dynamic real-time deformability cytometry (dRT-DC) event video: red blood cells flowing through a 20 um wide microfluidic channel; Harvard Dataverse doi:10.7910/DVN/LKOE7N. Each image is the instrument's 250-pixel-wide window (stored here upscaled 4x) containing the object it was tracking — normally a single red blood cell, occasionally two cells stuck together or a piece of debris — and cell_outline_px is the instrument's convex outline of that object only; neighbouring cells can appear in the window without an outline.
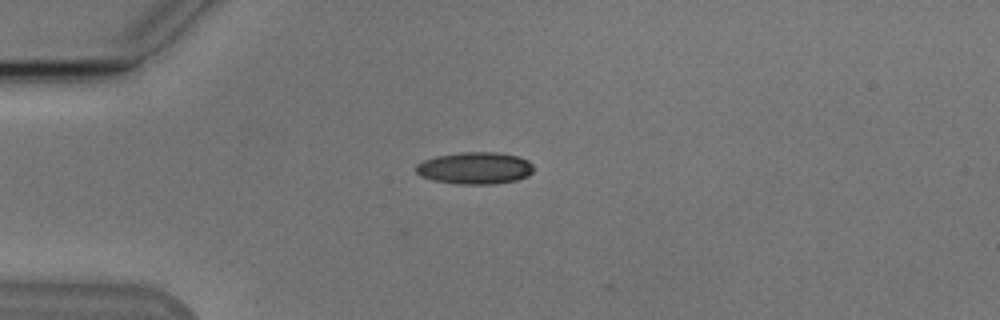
{"species": "Egyptian fruit bat (a non-hibernating species)", "species_latin": "Rousettus aegyptiacus", "temperature_condition": "cold", "stored_images_in_passage": 3, "camera_frame_rate_fps": 3000, "um_per_image_px": 0.085, "animal": {"sex": "male"}, "frame": {"image": 1, "passage_image": 1, "time_ms": 0.0, "image_size_px": [1000, 320], "cell_outline_px": [[532, 172], [528, 176], [516, 180], [492, 184], [460, 184], [432, 180], [416, 172], [416, 164], [424, 160], [436, 156], [460, 152], [496, 152], [520, 156], [528, 160], [532, 164]], "centroid_in_image_um": [40.39, 14.28], "position_along_channel_um": 44.6, "area_um2": 21.91}}